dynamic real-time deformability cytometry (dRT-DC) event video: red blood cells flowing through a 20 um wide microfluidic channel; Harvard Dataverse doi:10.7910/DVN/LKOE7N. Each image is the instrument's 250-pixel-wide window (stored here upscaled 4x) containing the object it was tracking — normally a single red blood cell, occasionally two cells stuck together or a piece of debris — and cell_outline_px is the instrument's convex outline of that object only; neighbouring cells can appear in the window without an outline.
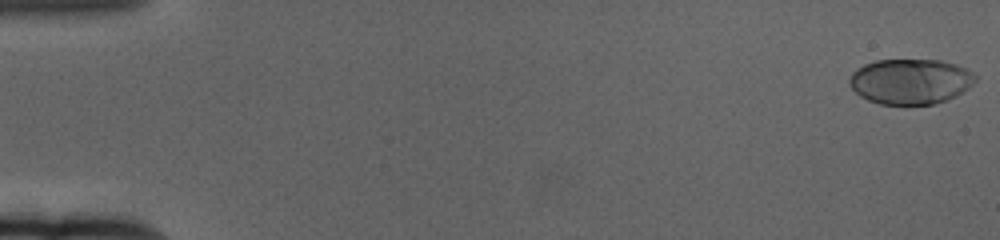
{"species": "human", "species_latin": "Homo sapiens", "temperature_condition": "cold", "stored_images_in_passage": 61, "camera_frame_rate_fps": 3000, "um_per_image_px": 0.085, "donor": {"sex": "female"}, "frame": {"image": 1, "passage_image": 1, "time_ms": 0.0, "image_size_px": [1000, 240], "cell_outline_px": [[976, 80], [968, 88], [956, 96], [936, 104], [880, 104], [868, 100], [860, 96], [852, 88], [848, 80], [852, 72], [856, 68], [864, 64], [876, 60], [940, 60], [956, 64], [968, 68], [976, 76]], "centroid_in_image_um": [77.39, 6.91], "position_along_channel_um": 7.6, "area_um2": 33.41}}
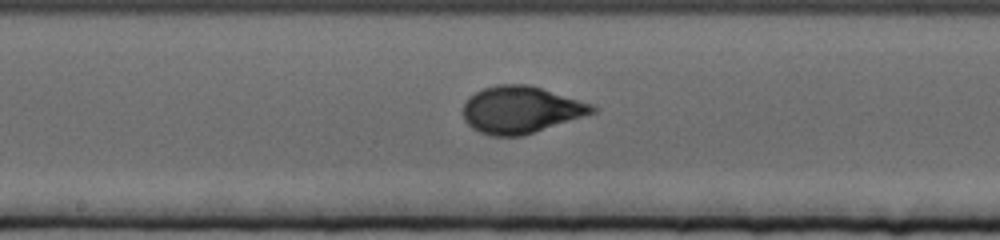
{"frame": {"image": 2, "passage_image": 33, "time_ms": 10.667, "image_size_px": [1000, 240], "cell_outline_px": [[596, 112], [524, 136], [492, 136], [480, 132], [472, 128], [464, 120], [464, 100], [468, 96], [484, 88], [496, 84], [528, 84], [592, 104], [596, 108]], "centroid_in_image_um": [44.24, 9.33], "position_along_channel_um": 204.0, "area_um2": 35.37}}
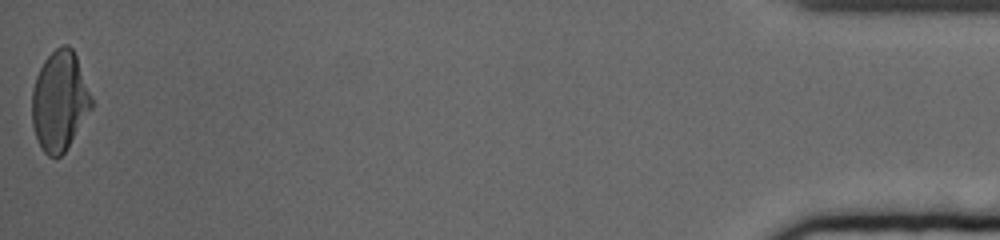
{"frame": {"image": 3, "passage_image": 61, "time_ms": 20.0, "image_size_px": [1000, 240], "cell_outline_px": [[92, 108], [68, 148], [60, 156], [48, 156], [44, 152], [36, 136], [32, 124], [32, 88], [36, 76], [44, 60], [60, 44], [68, 44], [72, 48], [76, 56], [92, 100]], "centroid_in_image_um": [5.05, 8.58], "position_along_channel_um": 430.1, "area_um2": 34.33}, "authors_computed_cell_mechanics": {"area_um2": 33.9286, "velocity_mm_per_s": 3.3692, "shape_relaxation_time_tau1_ms": 4.1402, "shape_relaxation_time_tau2_ms": null, "deformation_change_tau1": 0.1988, "deformation_change_tau2": null}}